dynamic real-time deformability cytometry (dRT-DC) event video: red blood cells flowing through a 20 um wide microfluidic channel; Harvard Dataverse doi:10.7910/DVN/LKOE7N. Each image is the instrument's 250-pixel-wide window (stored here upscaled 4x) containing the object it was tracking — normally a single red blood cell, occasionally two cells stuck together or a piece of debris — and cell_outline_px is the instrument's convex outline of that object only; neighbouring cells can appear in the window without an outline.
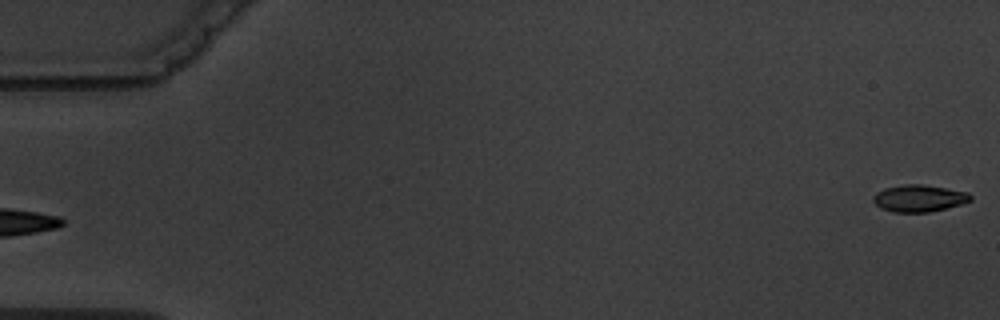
{"species": "common noctule bat (a hibernating species)", "species_latin": "Nyctalus noctula", "temperature_condition": "warm", "stored_images_in_passage": 7, "camera_frame_rate_fps": 3000, "um_per_image_px": 0.085, "animal": {"sex": "male", "body_mass_g": 19.5, "forearm_length_mm": 54.6}, "frame": {"image": 1, "passage_image": 1, "time_ms": 0.0, "image_size_px": [1000, 320], "cell_outline_px": [[972, 200], [960, 204], [928, 212], [892, 212], [880, 208], [872, 200], [872, 196], [876, 192], [884, 188], [904, 184], [920, 184], [968, 192], [972, 196]], "centroid_in_image_um": [78.07, 16.85], "position_along_channel_um": 6.9, "area_um2": 15.2}}
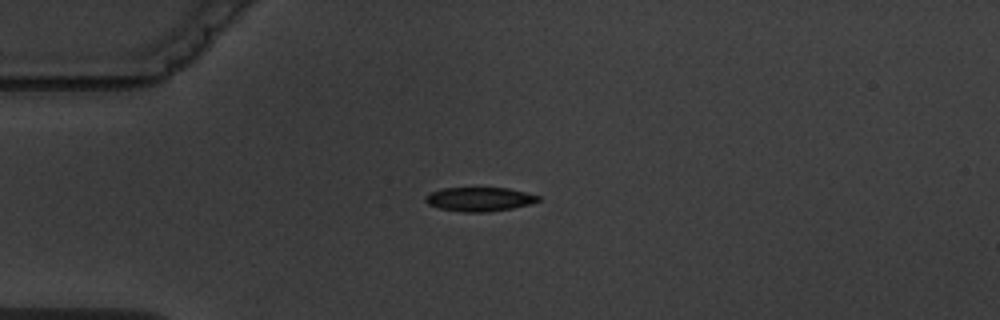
{"frame": {"image": 2, "passage_image": 5, "time_ms": 4.667, "image_size_px": [1000, 320], "cell_outline_px": [[540, 200], [528, 204], [512, 208], [488, 212], [464, 212], [440, 208], [428, 204], [424, 200], [424, 196], [432, 192], [444, 188], [508, 188], [540, 196]], "centroid_in_image_um": [40.73, 16.93], "position_along_channel_um": 44.3, "area_um2": 15.61}}
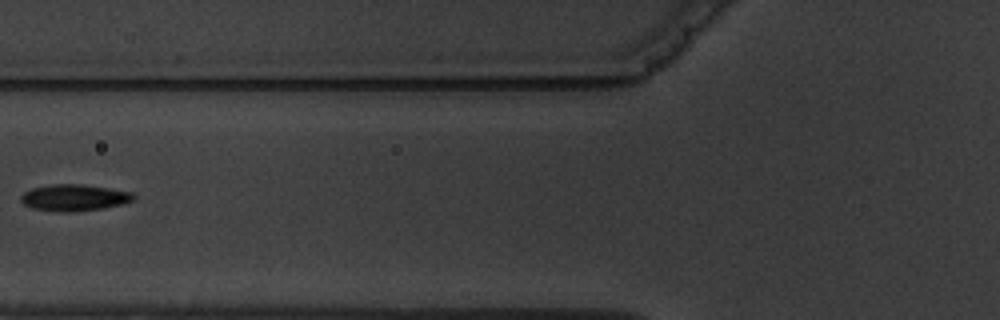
{"frame": {"image": 3, "passage_image": 7, "time_ms": 7.333, "image_size_px": [1000, 320], "cell_outline_px": [[136, 200], [124, 204], [104, 208], [72, 212], [64, 212], [32, 208], [24, 204], [20, 200], [20, 196], [24, 192], [32, 188], [52, 184], [80, 184], [108, 188], [132, 192], [136, 196]], "centroid_in_image_um": [6.34, 16.8], "position_along_channel_um": 119.5, "area_um2": 17.51}}